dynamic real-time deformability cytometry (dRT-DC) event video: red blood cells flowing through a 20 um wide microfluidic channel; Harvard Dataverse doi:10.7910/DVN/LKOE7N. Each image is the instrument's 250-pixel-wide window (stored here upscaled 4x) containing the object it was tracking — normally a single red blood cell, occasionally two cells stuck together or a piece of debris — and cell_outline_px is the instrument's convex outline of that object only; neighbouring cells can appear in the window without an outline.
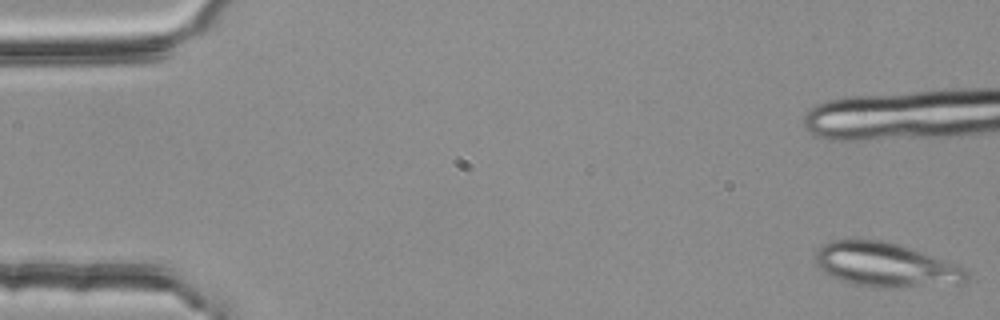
{"species": "common noctule bat (a hibernating species)", "species_latin": "Nyctalus noctula", "temperature_condition": "room temperature", "stored_images_in_passage": 47, "camera_frame_rate_fps": 3000, "um_per_image_px": 0.085, "animal": {"sex": "female", "body_mass_g": 25.1}, "frame": {"image": 1, "passage_image": 1, "time_ms": 0.0, "image_size_px": [1000, 320], "cell_outline_px": [[968, 280], [964, 284], [884, 288], [876, 288], [852, 284], [840, 280], [824, 272], [816, 264], [816, 252], [824, 244], [832, 240], [852, 236], [856, 236], [884, 240], [900, 244], [912, 248], [964, 268], [968, 272]], "centroid_in_image_um": [75.25, 22.48], "position_along_channel_um": 9.7, "area_um2": 39.82}, "authors_computed_cell_mechanics": {"area_um2": 22.542, "velocity_mm_per_s": 3.7617, "shape_relaxation_time_tau1_ms": 4.1542, "shape_relaxation_time_tau2_ms": 4.9136, "deformation_change_tau1": 0.2059, "deformation_change_tau2": 0.1297}}